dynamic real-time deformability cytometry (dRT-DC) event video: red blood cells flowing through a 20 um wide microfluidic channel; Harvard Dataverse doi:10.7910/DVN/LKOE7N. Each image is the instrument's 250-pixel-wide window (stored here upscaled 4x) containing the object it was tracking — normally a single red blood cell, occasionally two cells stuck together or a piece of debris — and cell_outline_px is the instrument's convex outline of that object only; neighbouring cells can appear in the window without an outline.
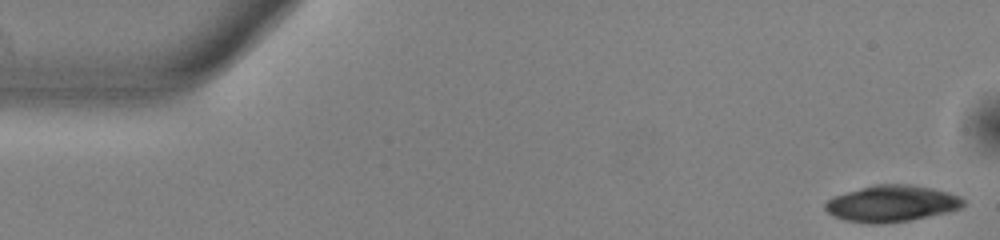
{"species": "common noctule bat (a hibernating species)", "species_latin": "Nyctalus noctula", "temperature_condition": "warm", "stored_images_in_passage": 52, "camera_frame_rate_fps": 3000, "um_per_image_px": 0.085, "animal": {"sex": "male", "body_mass_g": 13.0, "forearm_length_mm": 53.1}, "frame": {"image": 1, "passage_image": 1, "time_ms": 0.0, "image_size_px": [1000, 240], "cell_outline_px": [[964, 204], [960, 208], [948, 212], [908, 220], [880, 224], [868, 224], [844, 220], [832, 216], [824, 208], [824, 204], [832, 196], [860, 188], [876, 184], [912, 184], [932, 188], [948, 192], [960, 196], [964, 200]], "centroid_in_image_um": [75.76, 17.3], "position_along_channel_um": 9.2, "area_um2": 29.42}}
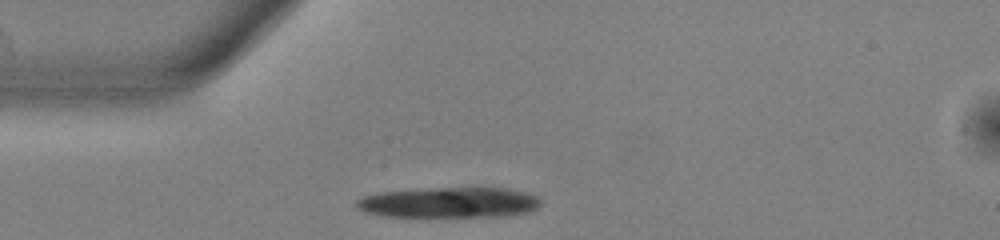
{"frame": {"image": 2, "passage_image": 13, "time_ms": 4.0, "image_size_px": [1000, 240], "cell_outline_px": [[540, 204], [536, 208], [528, 212], [512, 216], [384, 216], [368, 212], [360, 208], [356, 204], [356, 200], [364, 196], [380, 192], [436, 188], [508, 188], [528, 192], [540, 196]], "centroid_in_image_um": [38.28, 17.21], "position_along_channel_um": 46.7, "area_um2": 32.6}, "authors_computed_cell_mechanics": {"area_um2": 22.3108, "velocity_mm_per_s": 3.8331, "shape_relaxation_time_tau1_ms": null, "shape_relaxation_time_tau2_ms": 9.825, "deformation_change_tau1": null, "deformation_change_tau2": 0.0827}}